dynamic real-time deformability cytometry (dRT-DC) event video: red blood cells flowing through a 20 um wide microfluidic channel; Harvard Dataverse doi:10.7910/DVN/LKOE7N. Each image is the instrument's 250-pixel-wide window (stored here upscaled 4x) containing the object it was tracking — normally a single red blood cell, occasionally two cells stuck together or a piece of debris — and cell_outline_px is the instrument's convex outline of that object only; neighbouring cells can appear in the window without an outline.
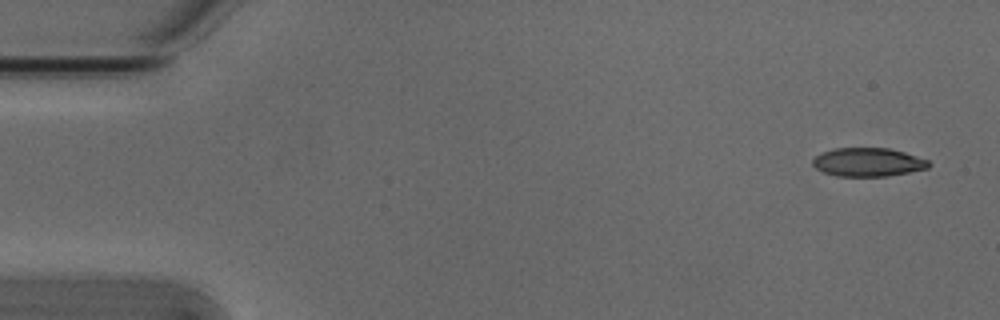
{"species": "Egyptian fruit bat (a non-hibernating species)", "species_latin": "Rousettus aegyptiacus", "temperature_condition": "cold", "stored_images_in_passage": 5, "segment_of_instrument_passage": [1, 2], "camera_frame_rate_fps": 3000, "um_per_image_px": 0.085, "animal": {"sex": "male"}, "frame": {"image": 1, "passage_image": 1, "time_ms": 0.0, "image_size_px": [1000, 320], "cell_outline_px": [[932, 164], [928, 168], [888, 176], [836, 176], [824, 172], [816, 168], [812, 164], [812, 160], [820, 152], [832, 148], [888, 148], [904, 152], [928, 160]], "centroid_in_image_um": [73.76, 13.78], "position_along_channel_um": 11.2, "area_um2": 19.36}}